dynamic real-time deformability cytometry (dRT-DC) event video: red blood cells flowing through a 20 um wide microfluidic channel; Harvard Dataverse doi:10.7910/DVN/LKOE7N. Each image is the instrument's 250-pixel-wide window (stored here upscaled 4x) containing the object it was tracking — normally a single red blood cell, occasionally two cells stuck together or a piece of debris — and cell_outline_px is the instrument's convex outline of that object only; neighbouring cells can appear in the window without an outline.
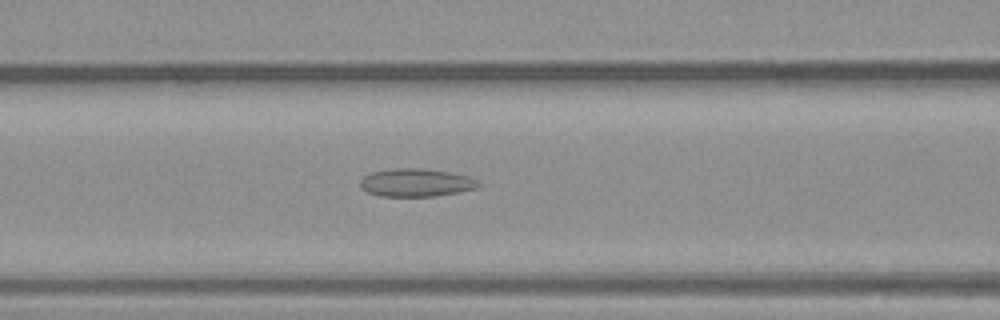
{"species": "common noctule bat (a hibernating species)", "species_latin": "Nyctalus noctula", "temperature_condition": "warm", "stored_images_in_passage": 41, "camera_frame_rate_fps": 3000, "um_per_image_px": 0.085, "animal": {"sex": "male", "body_mass_g": 23.1, "forearm_length_mm": 52.7}, "frame": {"image": 1, "passage_image": 17, "time_ms": 5.333, "image_size_px": [1000, 320], "cell_outline_px": [[480, 184], [476, 188], [460, 192], [436, 196], [380, 196], [368, 192], [360, 188], [360, 180], [364, 176], [372, 172], [396, 168], [420, 168], [448, 172], [468, 176], [480, 180]], "centroid_in_image_um": [35.38, 15.53], "position_along_channel_um": 131.2, "area_um2": 19.31}}
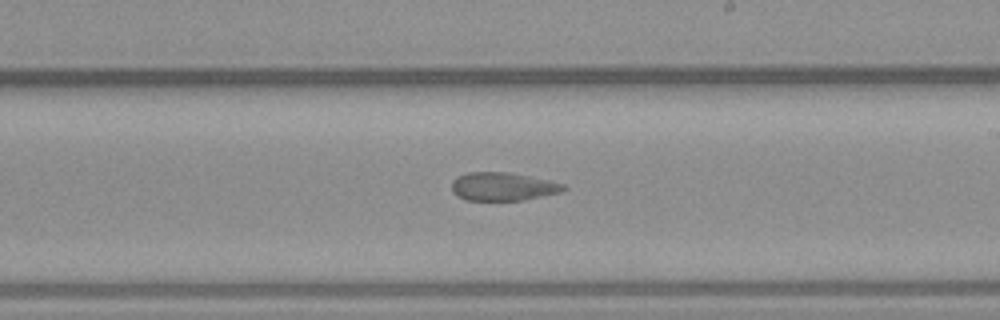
{"frame": {"image": 2, "passage_image": 24, "time_ms": 7.667, "image_size_px": [1000, 320], "cell_outline_px": [[568, 188], [560, 192], [524, 200], [464, 200], [456, 196], [452, 192], [452, 180], [468, 172], [508, 172], [548, 180], [564, 184]], "centroid_in_image_um": [42.72, 15.86], "position_along_channel_um": 246.3, "area_um2": 18.38}}
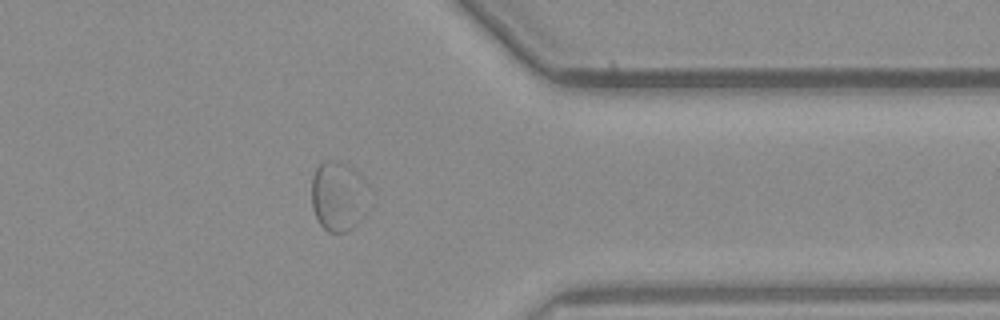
{"frame": {"image": 3, "passage_image": 33, "time_ms": 10.667, "image_size_px": [1000, 320], "cell_outline_px": [[372, 204], [364, 216], [348, 232], [328, 232], [320, 224], [312, 208], [312, 176], [316, 168], [324, 160], [336, 160], [356, 168], [368, 184]], "centroid_in_image_um": [28.84, 16.66], "position_along_channel_um": 382.6, "area_um2": 24.33}}